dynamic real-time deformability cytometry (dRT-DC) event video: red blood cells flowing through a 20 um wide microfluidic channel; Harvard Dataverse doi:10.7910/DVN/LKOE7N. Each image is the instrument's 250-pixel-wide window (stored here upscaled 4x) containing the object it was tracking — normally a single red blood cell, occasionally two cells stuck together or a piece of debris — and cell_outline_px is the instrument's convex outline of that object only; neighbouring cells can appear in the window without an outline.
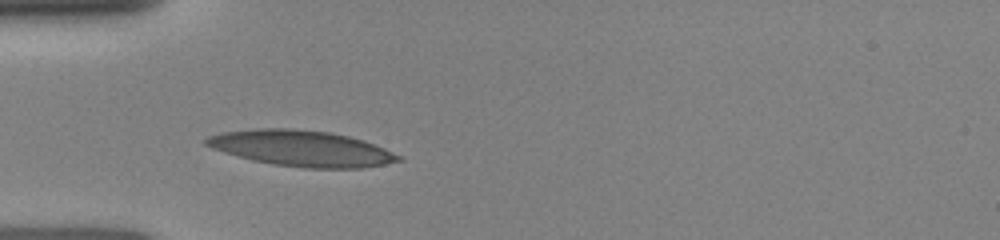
{"species": "human", "species_latin": "Homo sapiens", "temperature_condition": "room temperature", "stored_images_in_passage": 2, "camera_frame_rate_fps": 3000, "um_per_image_px": 0.085, "donor": {"sex": "female"}, "frame": {"image": 1, "passage_image": 1, "time_ms": 0.0, "image_size_px": [1000, 240], "cell_outline_px": [[404, 160], [364, 168], [304, 168], [272, 164], [252, 160], [224, 152], [212, 148], [204, 144], [204, 140], [208, 136], [220, 132], [256, 128], [292, 128], [328, 132], [348, 136], [364, 140], [404, 156]], "centroid_in_image_um": [25.64, 12.61], "position_along_channel_um": 59.4, "area_um2": 40.4}}
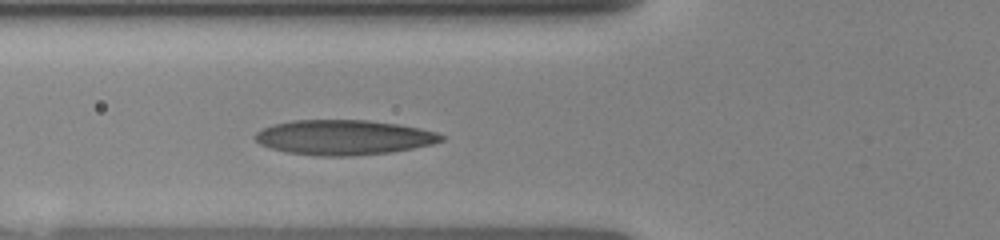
{"frame": {"image": 2, "passage_image": 2, "time_ms": 1.0, "image_size_px": [1000, 240], "cell_outline_px": [[444, 140], [432, 144], [392, 152], [348, 156], [320, 156], [288, 152], [272, 148], [260, 144], [256, 140], [256, 132], [272, 124], [292, 120], [368, 120], [400, 124], [420, 128], [436, 132], [444, 136]], "centroid_in_image_um": [29.24, 11.67], "position_along_channel_um": 96.6, "area_um2": 37.8}}